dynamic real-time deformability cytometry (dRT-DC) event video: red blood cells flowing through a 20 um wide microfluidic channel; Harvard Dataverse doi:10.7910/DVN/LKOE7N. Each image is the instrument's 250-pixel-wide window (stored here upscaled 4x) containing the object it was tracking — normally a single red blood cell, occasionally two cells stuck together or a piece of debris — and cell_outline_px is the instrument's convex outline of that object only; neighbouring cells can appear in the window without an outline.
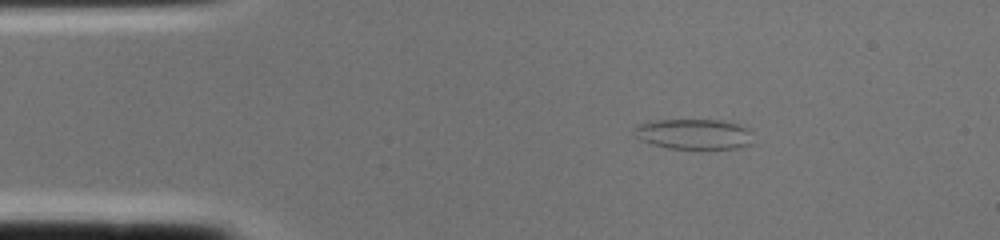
{"species": "common noctule bat (a hibernating species)", "species_latin": "Nyctalus noctula", "temperature_condition": "cold", "stored_images_in_passage": 2, "segment_of_instrument_passage": [2, 2], "camera_frame_rate_fps": 3000, "um_per_image_px": 0.085, "animal": {"sex": "female", "body_mass_g": 22.0, "forearm_length_mm": 56.7}, "frame": {"image": 1, "passage_image": 2, "time_ms": 0.333, "image_size_px": [1000, 240], "cell_outline_px": [[752, 132], [748, 144], [736, 148], [668, 148], [652, 144], [640, 140], [636, 136], [632, 128], [636, 124], [656, 120], [720, 120], [736, 124], [748, 128]], "centroid_in_image_um": [58.91, 11.38], "position_along_channel_um": 26.1, "area_um2": 20.81}}